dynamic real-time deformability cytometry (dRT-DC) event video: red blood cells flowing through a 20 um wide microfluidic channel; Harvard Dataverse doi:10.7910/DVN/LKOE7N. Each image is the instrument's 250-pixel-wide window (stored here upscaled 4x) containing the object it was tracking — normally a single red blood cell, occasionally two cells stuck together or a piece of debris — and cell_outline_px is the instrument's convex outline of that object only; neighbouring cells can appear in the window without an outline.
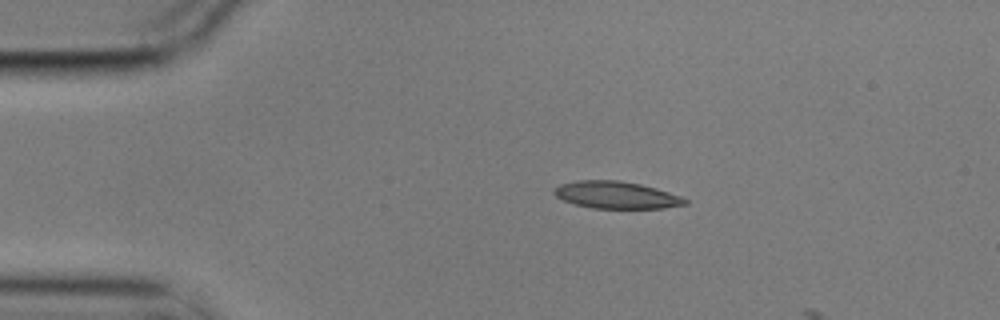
{"species": "common noctule bat (a hibernating species)", "species_latin": "Nyctalus noctula", "temperature_condition": "cold", "stored_images_in_passage": 12, "camera_frame_rate_fps": 3000, "um_per_image_px": 0.085, "animal": {"sex": "male", "body_mass_g": 17.9}, "frame": {"image": 1, "passage_image": 10, "time_ms": 3.0, "image_size_px": [1000, 320], "cell_outline_px": [[688, 204], [664, 208], [592, 208], [576, 204], [564, 200], [556, 196], [552, 192], [560, 184], [576, 180], [620, 180], [640, 184], [656, 188], [680, 196], [688, 200]], "centroid_in_image_um": [52.39, 16.57], "position_along_channel_um": 32.6, "area_um2": 20.63}}